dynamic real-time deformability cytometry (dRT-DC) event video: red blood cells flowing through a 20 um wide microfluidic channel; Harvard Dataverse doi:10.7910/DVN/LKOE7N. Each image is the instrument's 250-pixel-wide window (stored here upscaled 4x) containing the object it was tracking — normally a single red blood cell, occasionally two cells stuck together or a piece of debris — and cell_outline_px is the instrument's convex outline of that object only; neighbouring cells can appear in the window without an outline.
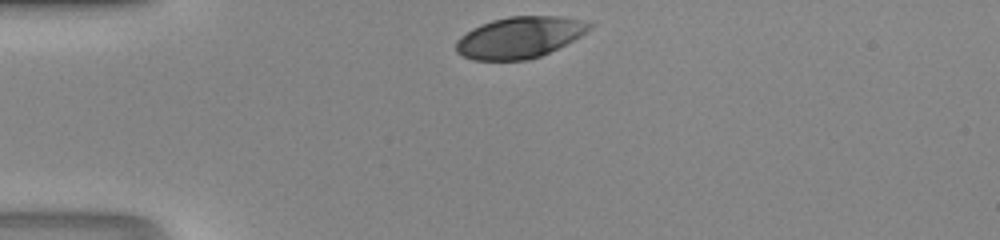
{"species": "human", "species_latin": "Homo sapiens", "temperature_condition": "room temperature", "stored_images_in_passage": 27, "camera_frame_rate_fps": 3000, "um_per_image_px": 0.085, "donor": {"sex": "male"}, "frame": {"image": 1, "passage_image": 1, "time_ms": 0.0, "image_size_px": [1000, 240], "cell_outline_px": [[596, 24], [592, 28], [580, 36], [540, 56], [528, 60], [472, 60], [456, 52], [456, 40], [460, 36], [472, 28], [480, 24], [492, 20], [508, 16], [564, 16]], "centroid_in_image_um": [44.15, 3.17], "position_along_channel_um": 40.9, "area_um2": 32.14}}
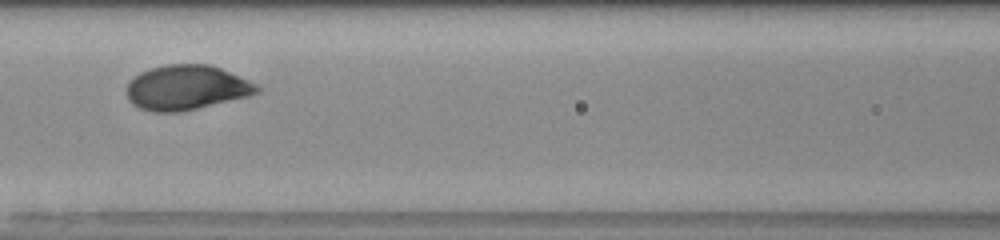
{"frame": {"image": 2, "passage_image": 11, "time_ms": 3.333, "image_size_px": [1000, 240], "cell_outline_px": [[264, 88], [260, 92], [248, 96], [180, 112], [152, 112], [140, 108], [132, 104], [128, 100], [124, 88], [128, 80], [140, 72], [152, 68], [168, 64], [208, 64], [220, 68], [248, 80]], "centroid_in_image_um": [15.8, 7.45], "position_along_channel_um": 150.8, "area_um2": 34.22}}
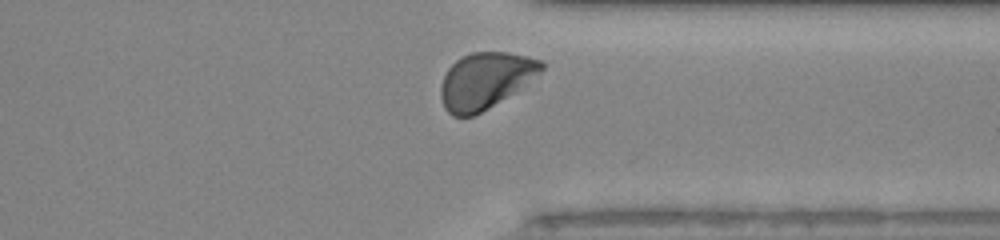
{"frame": {"image": 3, "passage_image": 26, "time_ms": 8.333, "image_size_px": [1000, 240], "cell_outline_px": [[544, 68], [540, 72], [512, 92], [488, 108], [472, 116], [452, 116], [444, 108], [440, 96], [440, 84], [448, 68], [456, 60], [472, 52], [508, 52], [540, 60], [544, 64]], "centroid_in_image_um": [41.18, 6.84], "position_along_channel_um": 370.2, "area_um2": 32.25}}